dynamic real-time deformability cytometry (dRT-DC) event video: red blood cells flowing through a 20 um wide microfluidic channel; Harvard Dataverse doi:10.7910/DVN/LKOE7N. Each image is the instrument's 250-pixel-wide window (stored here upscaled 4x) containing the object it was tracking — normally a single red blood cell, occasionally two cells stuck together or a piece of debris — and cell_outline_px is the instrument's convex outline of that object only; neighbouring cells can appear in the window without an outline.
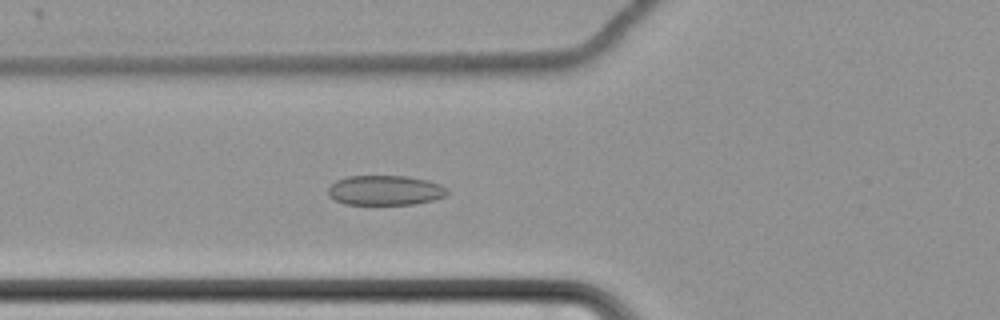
{"species": "common noctule bat (a hibernating species)", "species_latin": "Nyctalus noctula", "temperature_condition": "cold", "stored_images_in_passage": 60, "camera_frame_rate_fps": 3000, "um_per_image_px": 0.085, "animal": {"sex": "female", "body_mass_g": 22.7, "forearm_length_mm": 54.2}, "frame": {"image": 1, "passage_image": 23, "time_ms": 7.333, "image_size_px": [1000, 320], "cell_outline_px": [[448, 192], [444, 196], [432, 200], [412, 204], [344, 204], [328, 196], [328, 188], [336, 180], [348, 176], [408, 176], [428, 180], [440, 184]], "centroid_in_image_um": [32.7, 16.17], "position_along_channel_um": 93.1, "area_um2": 20.58}}
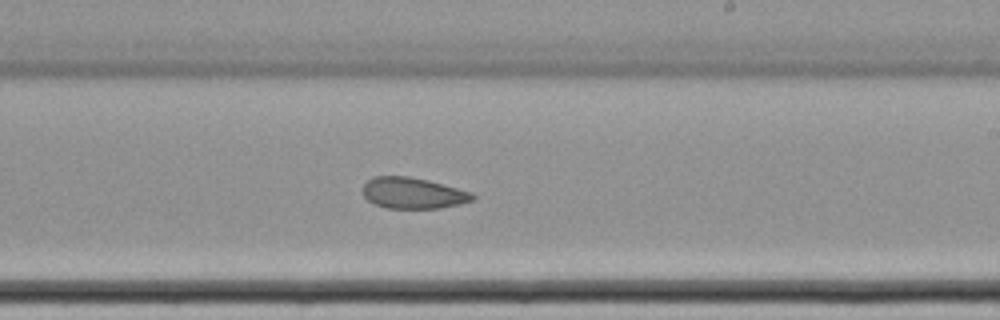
{"frame": {"image": 2, "passage_image": 37, "time_ms": 12.0, "image_size_px": [1000, 320], "cell_outline_px": [[476, 200], [460, 204], [440, 208], [388, 208], [376, 204], [368, 200], [364, 196], [364, 184], [368, 180], [376, 176], [408, 176], [428, 180], [472, 192], [476, 196]], "centroid_in_image_um": [35.16, 16.41], "position_along_channel_um": 253.8, "area_um2": 19.83}}
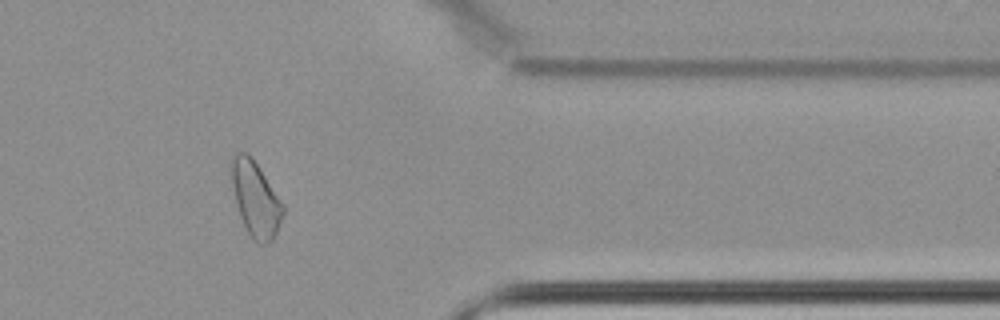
{"frame": {"image": 3, "passage_image": 50, "time_ms": 16.333, "image_size_px": [1000, 320], "cell_outline_px": [[284, 212], [276, 232], [272, 240], [268, 244], [260, 244], [252, 240], [240, 216], [236, 204], [232, 184], [232, 160], [236, 152], [248, 152], [284, 204]], "centroid_in_image_um": [21.73, 16.94], "position_along_channel_um": 389.7, "area_um2": 22.2}, "authors_computed_cell_mechanics": {"area_um2": 22.1952, "velocity_mm_per_s": 3.4555, "shape_relaxation_time_tau1_ms": null, "shape_relaxation_time_tau2_ms": 2.0919, "deformation_change_tau1": null, "deformation_change_tau2": 0.0694}}